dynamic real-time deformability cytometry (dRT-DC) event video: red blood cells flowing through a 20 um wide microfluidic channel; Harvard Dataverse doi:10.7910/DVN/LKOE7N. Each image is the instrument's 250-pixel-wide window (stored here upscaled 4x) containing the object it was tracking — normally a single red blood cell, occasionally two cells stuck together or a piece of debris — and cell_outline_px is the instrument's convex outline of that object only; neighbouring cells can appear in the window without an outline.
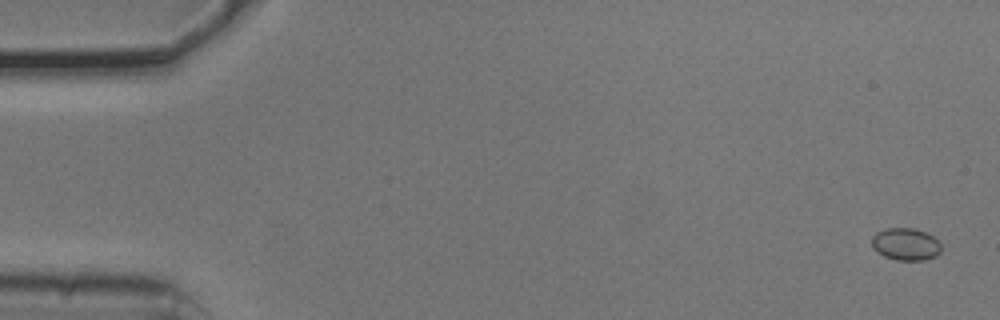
{"species": "common noctule bat (a hibernating species)", "species_latin": "Nyctalus noctula", "temperature_condition": "cold", "stored_images_in_passage": 4, "camera_frame_rate_fps": 3000, "um_per_image_px": 0.085, "animal": {"sex": "male", "body_mass_g": 20.5, "forearm_length_mm": 52.5}, "frame": {"image": 1, "passage_image": 1, "time_ms": 0.0, "image_size_px": [1000, 320], "cell_outline_px": [[940, 252], [936, 256], [924, 260], [896, 260], [884, 256], [872, 248], [872, 236], [876, 232], [888, 228], [916, 228], [928, 232], [940, 244]], "centroid_in_image_um": [76.98, 20.75], "position_along_channel_um": 8.0, "area_um2": 13.12}}
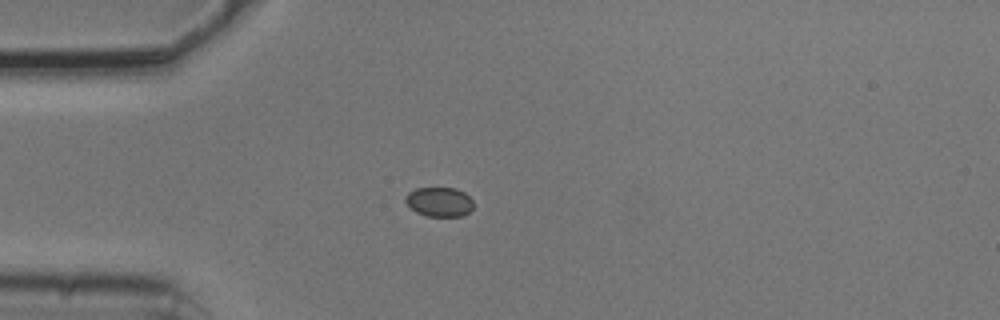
{"frame": {"image": 2, "passage_image": 4, "time_ms": 1.0, "image_size_px": [1000, 320], "cell_outline_px": [[472, 208], [468, 212], [460, 216], [428, 216], [416, 212], [404, 200], [404, 196], [408, 192], [416, 188], [456, 188], [464, 192], [472, 200]], "centroid_in_image_um": [37.31, 17.14], "position_along_channel_um": 47.7, "area_um2": 11.56}}